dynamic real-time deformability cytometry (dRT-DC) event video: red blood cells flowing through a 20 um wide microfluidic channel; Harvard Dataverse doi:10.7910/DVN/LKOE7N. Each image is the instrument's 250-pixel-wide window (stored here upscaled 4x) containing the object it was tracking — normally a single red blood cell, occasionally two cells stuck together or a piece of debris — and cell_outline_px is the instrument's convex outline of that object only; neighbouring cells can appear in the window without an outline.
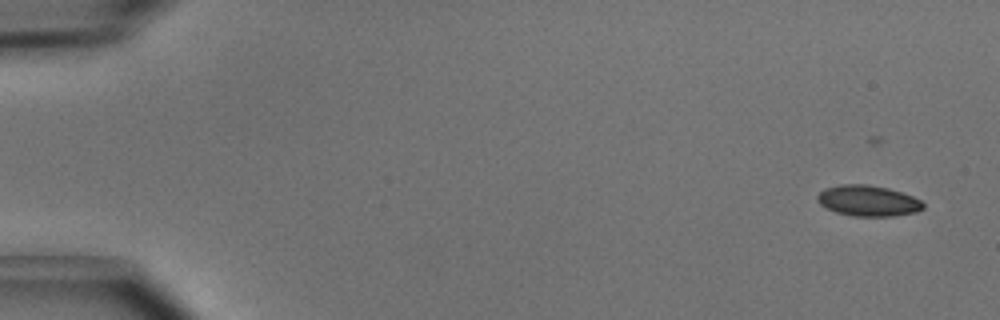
{"species": "common noctule bat (a hibernating species)", "species_latin": "Nyctalus noctula", "temperature_condition": "cold", "stored_images_in_passage": 8, "camera_frame_rate_fps": 3000, "um_per_image_px": 0.085, "animal": {"sex": "male", "body_mass_g": 15.6}, "frame": {"image": 1, "passage_image": 1, "time_ms": 0.0, "image_size_px": [1000, 320], "cell_outline_px": [[924, 208], [916, 212], [892, 216], [852, 216], [836, 212], [820, 204], [816, 200], [816, 196], [824, 188], [840, 184], [868, 184], [888, 188], [912, 196], [920, 200], [924, 204]], "centroid_in_image_um": [73.76, 17.06], "position_along_channel_um": 11.2, "area_um2": 19.02}}
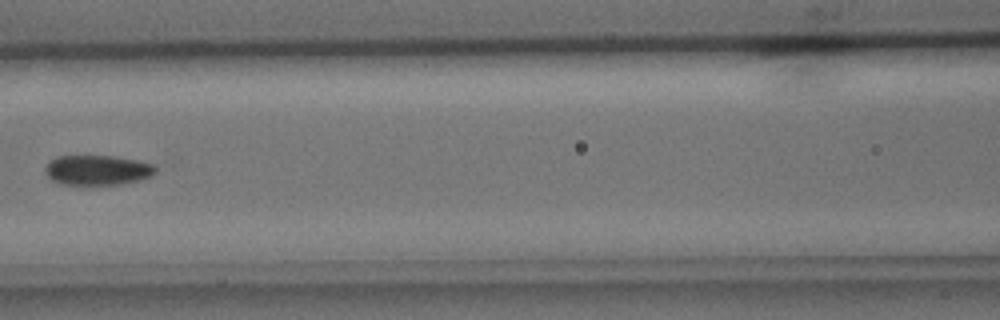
{"frame": {"image": 2, "passage_image": 6, "time_ms": 1.667, "image_size_px": [1000, 320], "cell_outline_px": [[156, 172], [152, 176], [120, 184], [84, 188], [60, 184], [52, 180], [44, 172], [44, 168], [56, 156], [116, 156], [136, 160], [152, 164], [156, 168]], "centroid_in_image_um": [8.23, 14.51], "position_along_channel_um": 158.4, "area_um2": 19.94}}
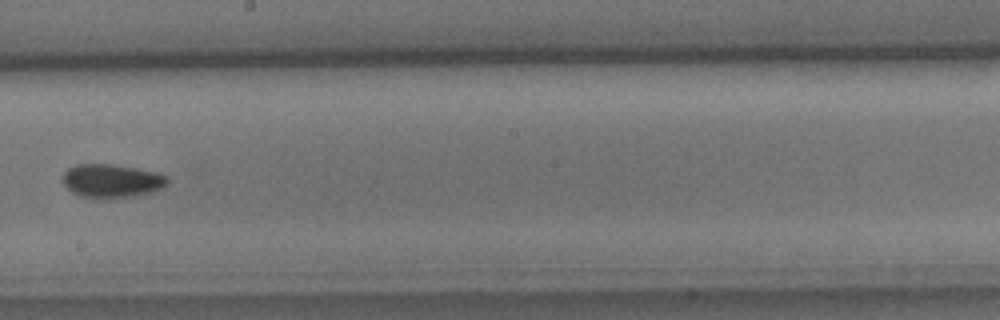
{"frame": {"image": 3, "passage_image": 8, "time_ms": 2.333, "image_size_px": [1000, 320], "cell_outline_px": [[168, 184], [152, 192], [132, 196], [80, 196], [72, 192], [64, 184], [64, 172], [68, 168], [76, 164], [112, 164], [136, 168], [156, 172], [168, 176]], "centroid_in_image_um": [9.52, 15.33], "position_along_channel_um": 238.7, "area_um2": 19.88}}